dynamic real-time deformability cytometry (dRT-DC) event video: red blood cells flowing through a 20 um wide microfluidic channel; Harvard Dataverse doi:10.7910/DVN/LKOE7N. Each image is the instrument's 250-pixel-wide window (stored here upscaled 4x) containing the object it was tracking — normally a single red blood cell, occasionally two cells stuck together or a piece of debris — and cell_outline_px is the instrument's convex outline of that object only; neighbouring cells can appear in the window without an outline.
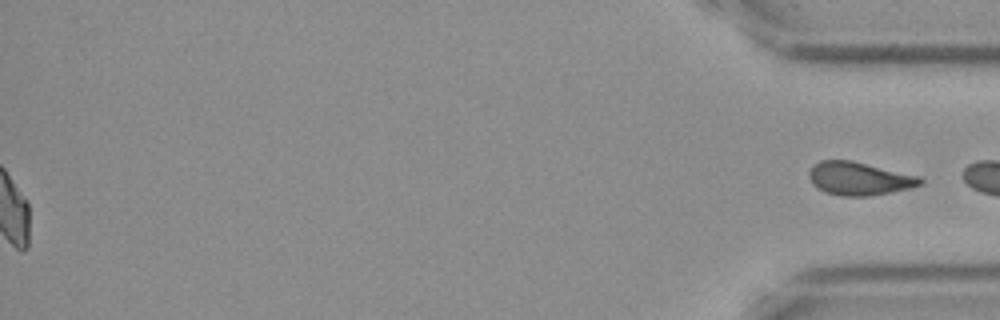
{"species": "Egyptian fruit bat (a non-hibernating species)", "species_latin": "Rousettus aegyptiacus", "temperature_condition": "cold", "stored_images_in_passage": 51, "segment_of_instrument_passage": [2, 2], "camera_frame_rate_fps": 3000, "um_per_image_px": 0.085, "frame": {"image": 1, "passage_image": 51, "time_ms": 16.667, "image_size_px": [1000, 320], "cell_outline_px": [[924, 180], [920, 184], [908, 188], [868, 196], [840, 196], [824, 192], [816, 188], [812, 184], [808, 176], [808, 172], [820, 160], [852, 160], [920, 176]], "centroid_in_image_um": [72.99, 15.17], "position_along_channel_um": 362.2, "area_um2": 21.44}}